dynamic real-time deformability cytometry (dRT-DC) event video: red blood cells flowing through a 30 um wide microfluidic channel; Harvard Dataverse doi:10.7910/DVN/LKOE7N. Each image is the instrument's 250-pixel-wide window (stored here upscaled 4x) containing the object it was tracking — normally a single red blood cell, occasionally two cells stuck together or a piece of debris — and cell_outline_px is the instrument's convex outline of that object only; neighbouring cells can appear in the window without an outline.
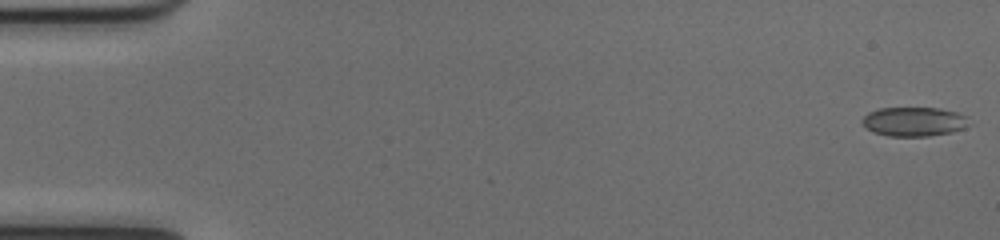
{"species": "common noctule bat (a hibernating species)", "species_latin": "Nyctalus noctula", "temperature_condition": "cold", "stored_images_in_passage": 52, "camera_frame_rate_fps": 3000, "um_per_image_px": 0.085, "animal": {"sex": "female", "body_mass_g": 17.0, "forearm_length_mm": 48.0}, "frame": {"image": 1, "passage_image": 1, "time_ms": 0.0, "image_size_px": [1000, 240], "cell_outline_px": [[968, 116], [964, 128], [952, 132], [928, 136], [888, 136], [872, 132], [860, 120], [868, 112], [880, 108], [940, 108], [956, 112]], "centroid_in_image_um": [77.66, 10.33], "position_along_channel_um": 7.3, "area_um2": 18.09}}
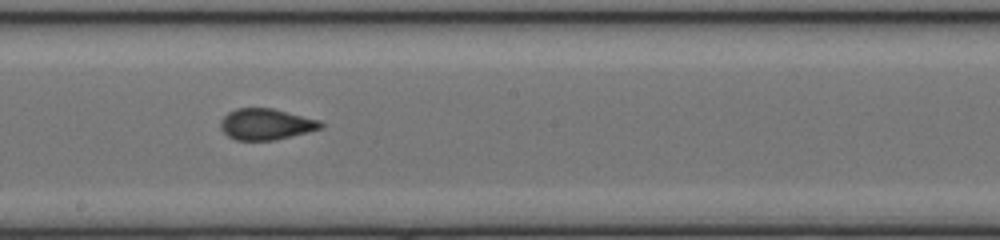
{"frame": {"image": 2, "passage_image": 29, "time_ms": 9.333, "image_size_px": [1000, 240], "cell_outline_px": [[324, 128], [308, 132], [272, 140], [236, 140], [228, 136], [220, 128], [220, 120], [228, 112], [236, 108], [272, 108], [320, 120], [324, 124]], "centroid_in_image_um": [22.61, 10.55], "position_along_channel_um": 225.6, "area_um2": 18.21}}
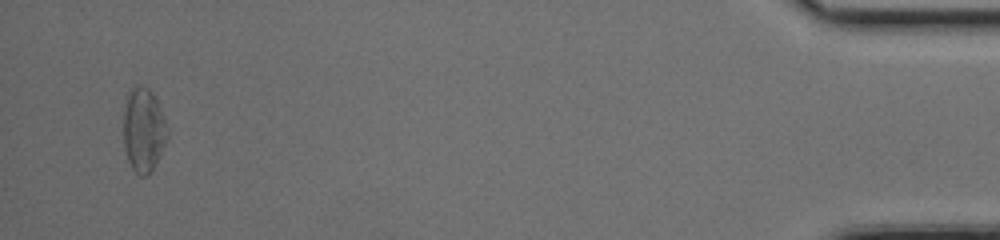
{"frame": {"image": 3, "passage_image": 50, "time_ms": 16.333, "image_size_px": [1000, 240], "cell_outline_px": [[168, 136], [152, 168], [144, 176], [140, 176], [132, 168], [128, 160], [124, 148], [124, 108], [128, 92], [132, 88], [148, 88], [152, 92], [164, 116], [168, 132]], "centroid_in_image_um": [12.18, 11.04], "position_along_channel_um": 423.0, "area_um2": 20.87}, "authors_computed_cell_mechanics": {"area_um2": 18.2937, "velocity_mm_per_s": 4.0367, "shape_relaxation_time_tau1_ms": 8.5682, "shape_relaxation_time_tau2_ms": 1.2053, "deformation_change_tau1": 0.1777, "deformation_change_tau2": 0.052}}